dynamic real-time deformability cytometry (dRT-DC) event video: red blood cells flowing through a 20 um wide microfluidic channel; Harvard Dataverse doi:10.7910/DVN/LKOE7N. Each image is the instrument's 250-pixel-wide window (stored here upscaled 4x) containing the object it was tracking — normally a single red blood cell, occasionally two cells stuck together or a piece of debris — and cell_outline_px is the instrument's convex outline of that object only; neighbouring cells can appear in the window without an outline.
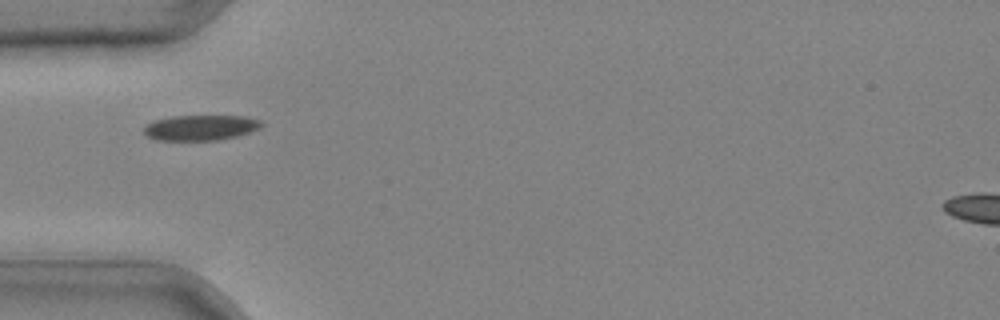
{"species": "common noctule bat (a hibernating species)", "species_latin": "Nyctalus noctula", "temperature_condition": "cold", "stored_images_in_passage": 27, "camera_frame_rate_fps": 3000, "um_per_image_px": 0.085, "animal": {"sex": "male", "body_mass_g": 20.4}, "frame": {"image": 1, "passage_image": 2, "time_ms": 0.333, "image_size_px": [1000, 320], "cell_outline_px": [[264, 124], [260, 128], [236, 136], [216, 140], [156, 140], [148, 136], [144, 132], [144, 128], [152, 120], [172, 116], [244, 116], [260, 120]], "centroid_in_image_um": [17.04, 10.84], "position_along_channel_um": 68.0, "area_um2": 17.28}}
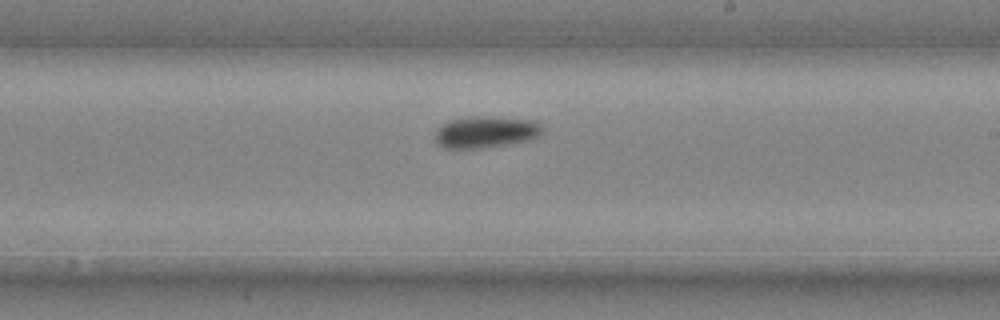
{"frame": {"image": 2, "passage_image": 14, "time_ms": 4.333, "image_size_px": [1000, 320], "cell_outline_px": [[540, 136], [532, 140], [508, 144], [480, 148], [444, 148], [436, 140], [436, 128], [448, 120], [468, 116], [496, 116], [532, 120], [540, 124]], "centroid_in_image_um": [41.28, 11.2], "position_along_channel_um": 247.7, "area_um2": 19.94}}
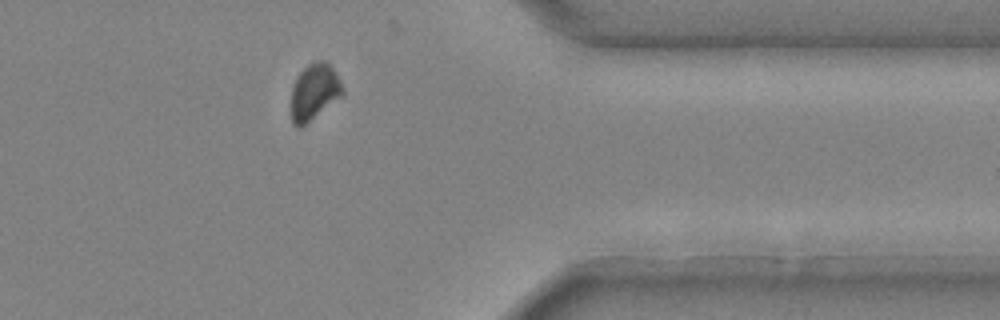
{"frame": {"image": 3, "passage_image": 24, "time_ms": 7.667, "image_size_px": [1000, 320], "cell_outline_px": [[344, 92], [340, 96], [300, 128], [296, 128], [292, 124], [292, 84], [296, 76], [308, 64], [316, 60], [324, 60], [332, 68], [340, 80], [344, 88]], "centroid_in_image_um": [26.69, 7.78], "position_along_channel_um": 384.7, "area_um2": 16.59}}